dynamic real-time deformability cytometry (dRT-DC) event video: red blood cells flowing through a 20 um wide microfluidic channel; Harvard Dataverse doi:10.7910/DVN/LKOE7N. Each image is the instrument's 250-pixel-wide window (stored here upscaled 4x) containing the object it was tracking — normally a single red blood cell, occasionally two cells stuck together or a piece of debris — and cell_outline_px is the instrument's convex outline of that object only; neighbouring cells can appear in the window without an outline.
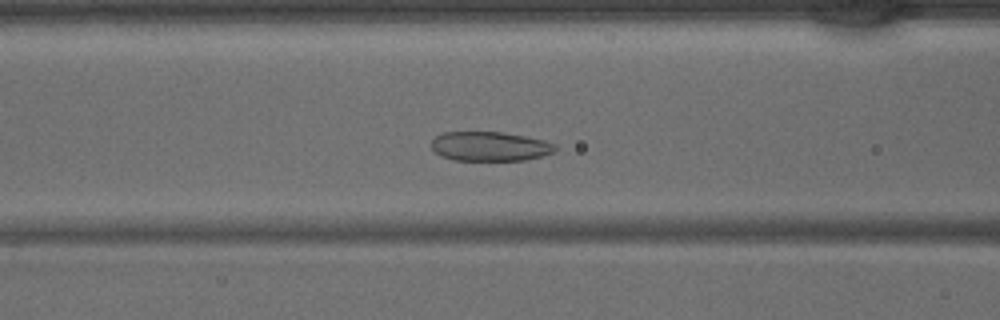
{"species": "common noctule bat (a hibernating species)", "species_latin": "Nyctalus noctula", "temperature_condition": "warm", "stored_images_in_passage": 35, "camera_frame_rate_fps": 3000, "um_per_image_px": 0.085, "animal": {"sex": "male", "body_mass_g": 15.6}, "frame": {"image": 1, "passage_image": 9, "time_ms": 2.667, "image_size_px": [1000, 320], "cell_outline_px": [[556, 152], [524, 160], [452, 160], [440, 156], [432, 148], [432, 140], [436, 136], [444, 132], [500, 132], [524, 136], [544, 140], [556, 144]], "centroid_in_image_um": [41.64, 12.44], "position_along_channel_um": 125.0, "area_um2": 21.15}}
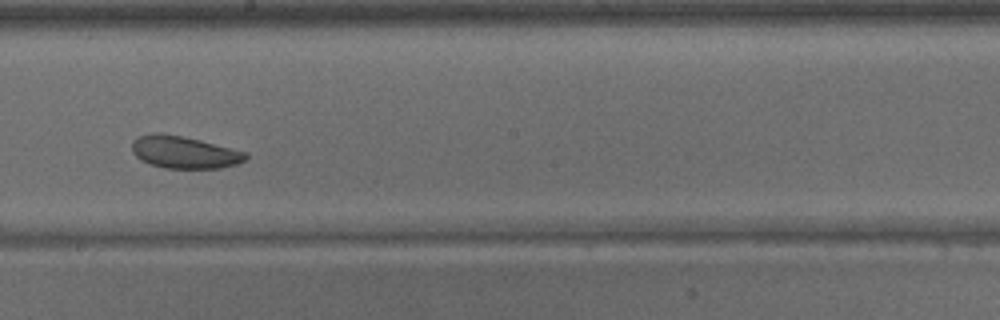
{"frame": {"image": 2, "passage_image": 16, "time_ms": 5.0, "image_size_px": [1000, 320], "cell_outline_px": [[248, 156], [244, 160], [236, 164], [220, 168], [164, 168], [140, 160], [132, 152], [132, 140], [136, 136], [160, 132], [200, 140], [248, 152]], "centroid_in_image_um": [15.64, 12.93], "position_along_channel_um": 232.6, "area_um2": 21.39}}
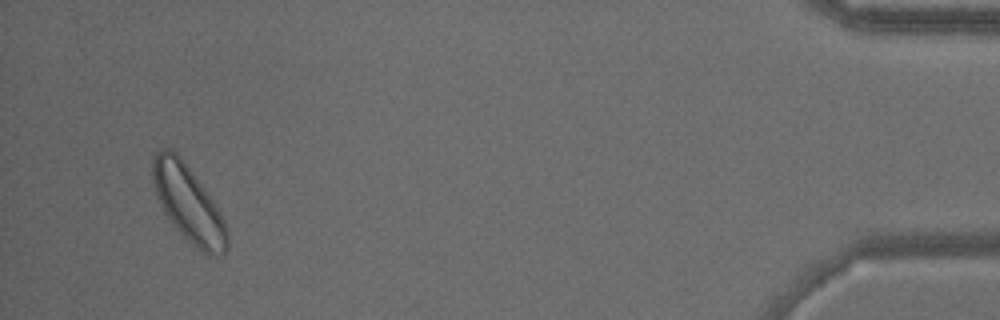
{"frame": {"image": 3, "passage_image": 33, "time_ms": 10.667, "image_size_px": [1000, 320], "cell_outline_px": [[228, 248], [224, 252], [216, 256], [208, 256], [192, 244], [172, 224], [164, 212], [156, 192], [152, 180], [152, 160], [156, 152], [160, 148], [168, 148], [176, 152], [180, 156], [216, 204], [228, 228]], "centroid_in_image_um": [16.02, 17.31], "position_along_channel_um": 419.2, "area_um2": 33.0}}